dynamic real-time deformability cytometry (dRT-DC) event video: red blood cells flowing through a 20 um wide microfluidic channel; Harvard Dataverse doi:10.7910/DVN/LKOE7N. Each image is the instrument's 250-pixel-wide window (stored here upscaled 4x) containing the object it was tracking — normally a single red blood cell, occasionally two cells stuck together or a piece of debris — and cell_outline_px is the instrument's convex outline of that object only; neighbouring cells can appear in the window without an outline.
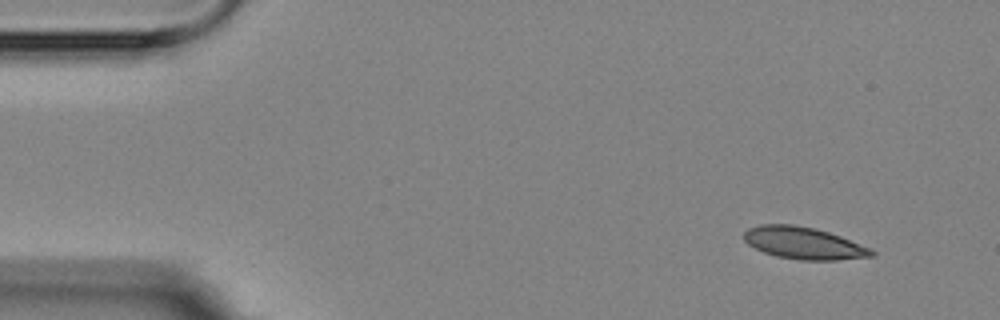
{"species": "Egyptian fruit bat (a non-hibernating species)", "species_latin": "Rousettus aegyptiacus", "temperature_condition": "room temperature", "stored_images_in_passage": 4, "camera_frame_rate_fps": 3000, "um_per_image_px": 0.085, "animal": {"sex": "female"}, "frame": {"image": 1, "passage_image": 1, "time_ms": 0.0, "image_size_px": [1000, 320], "cell_outline_px": [[876, 256], [836, 260], [800, 260], [776, 256], [764, 252], [748, 244], [744, 240], [744, 232], [748, 228], [760, 224], [792, 224], [816, 228], [840, 236], [868, 248], [876, 252]], "centroid_in_image_um": [68.29, 20.66], "position_along_channel_um": 16.7, "area_um2": 23.76}}